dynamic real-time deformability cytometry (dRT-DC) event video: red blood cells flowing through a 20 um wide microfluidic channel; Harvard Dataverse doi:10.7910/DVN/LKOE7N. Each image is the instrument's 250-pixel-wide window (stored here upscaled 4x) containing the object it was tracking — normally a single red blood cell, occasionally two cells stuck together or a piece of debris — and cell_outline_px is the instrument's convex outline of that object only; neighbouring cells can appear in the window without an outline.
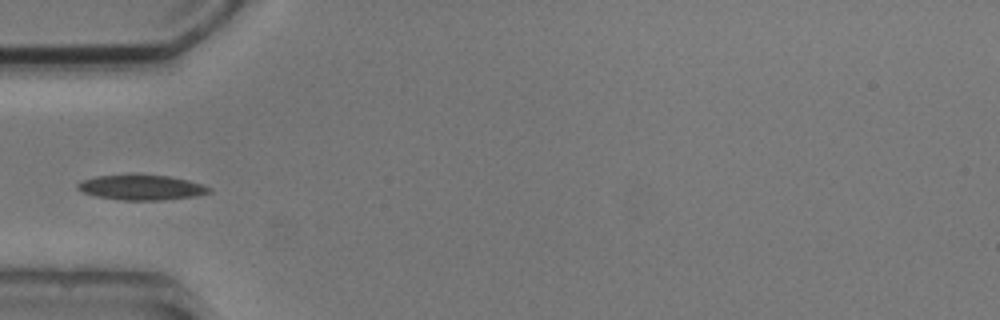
{"species": "common noctule bat (a hibernating species)", "species_latin": "Nyctalus noctula", "temperature_condition": "cold", "stored_images_in_passage": 5, "camera_frame_rate_fps": 3000, "um_per_image_px": 0.085, "animal": {"sex": "male", "body_mass_g": 20.5, "forearm_length_mm": 52.5}, "frame": {"image": 1, "passage_image": 5, "time_ms": 4.667, "image_size_px": [1000, 320], "cell_outline_px": [[212, 192], [196, 196], [164, 200], [120, 200], [96, 196], [84, 192], [76, 188], [76, 184], [80, 180], [96, 176], [136, 172], [168, 176], [188, 180], [212, 188]], "centroid_in_image_um": [11.99, 15.9], "position_along_channel_um": 73.0, "area_um2": 19.94}}